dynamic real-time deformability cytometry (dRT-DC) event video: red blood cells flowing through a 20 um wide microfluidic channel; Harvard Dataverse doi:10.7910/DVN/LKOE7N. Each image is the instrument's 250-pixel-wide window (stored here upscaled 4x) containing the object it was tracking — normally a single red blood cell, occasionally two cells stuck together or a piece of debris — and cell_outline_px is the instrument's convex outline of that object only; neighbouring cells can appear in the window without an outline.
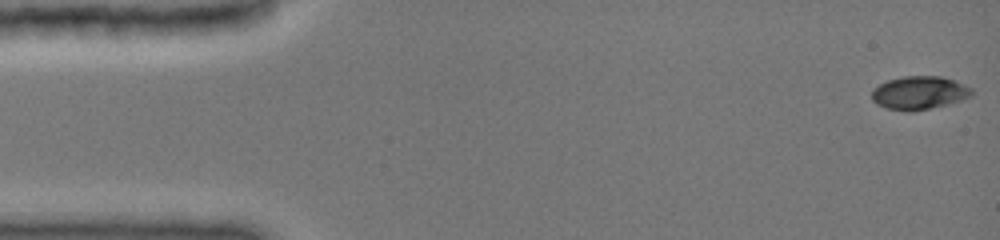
{"species": "common noctule bat (a hibernating species)", "species_latin": "Nyctalus noctula", "temperature_condition": "cold", "stored_images_in_passage": 31, "camera_frame_rate_fps": 3000, "um_per_image_px": 0.085, "animal": {"sex": "female", "body_mass_g": 19.0, "forearm_length_mm": 51.5}, "frame": {"image": 1, "passage_image": 1, "time_ms": 0.0, "image_size_px": [1000, 240], "cell_outline_px": [[972, 96], [960, 100], [912, 112], [908, 112], [888, 108], [876, 104], [872, 100], [872, 88], [888, 80], [904, 76], [940, 76], [956, 80], [972, 88]], "centroid_in_image_um": [78.12, 7.88], "position_along_channel_um": 6.9, "area_um2": 19.31}}
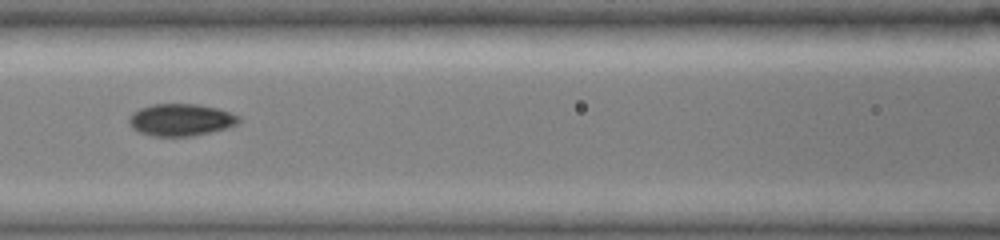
{"frame": {"image": 2, "passage_image": 14, "time_ms": 6.667, "image_size_px": [1000, 240], "cell_outline_px": [[240, 120], [236, 124], [224, 128], [192, 136], [152, 136], [140, 132], [132, 128], [128, 120], [132, 112], [140, 108], [152, 104], [196, 104], [216, 108], [240, 116]], "centroid_in_image_um": [15.32, 10.18], "position_along_channel_um": 151.3, "area_um2": 20.29}}
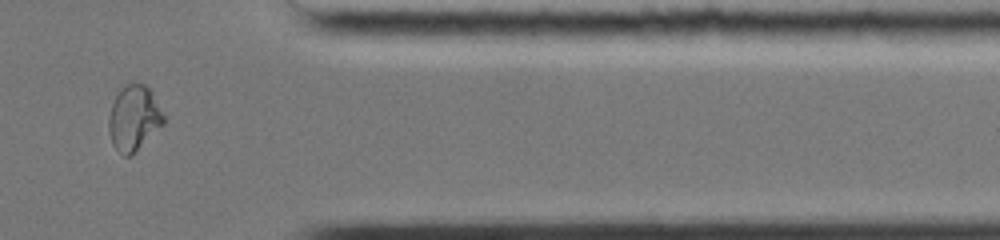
{"frame": {"image": 3, "passage_image": 27, "time_ms": 13.0, "image_size_px": [1000, 240], "cell_outline_px": [[164, 124], [132, 156], [124, 156], [112, 144], [108, 128], [108, 120], [112, 104], [116, 96], [124, 84], [144, 84], [152, 92], [164, 116]], "centroid_in_image_um": [11.38, 10.07], "position_along_channel_um": 400.0, "area_um2": 20.75}, "authors_computed_cell_mechanics": {"area_um2": 19.4208, "velocity_mm_per_s": 4.0493, "shape_relaxation_time_tau1_ms": 5.8048, "shape_relaxation_time_tau2_ms": 1.2693, "deformation_change_tau1": 0.2065, "deformation_change_tau2": 0.0454}}